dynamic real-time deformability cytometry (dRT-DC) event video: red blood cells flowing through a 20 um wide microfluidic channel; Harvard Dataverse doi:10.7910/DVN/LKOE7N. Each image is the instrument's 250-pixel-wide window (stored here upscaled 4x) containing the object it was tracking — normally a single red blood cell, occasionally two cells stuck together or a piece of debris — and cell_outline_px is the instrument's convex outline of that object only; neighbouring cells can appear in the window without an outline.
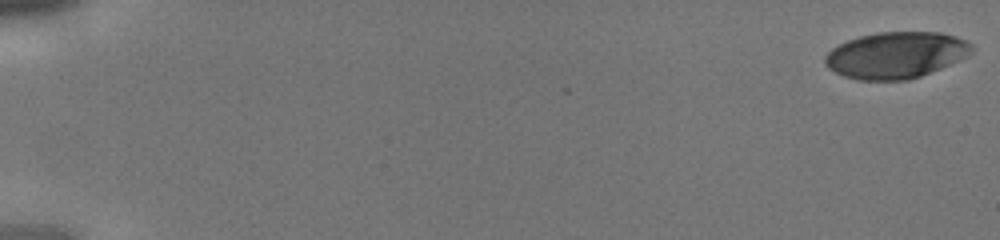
{"species": "human", "species_latin": "Homo sapiens", "temperature_condition": "cold", "stored_images_in_passage": 43, "camera_frame_rate_fps": 3000, "um_per_image_px": 0.085, "donor": {"sex": "male"}, "frame": {"image": 1, "passage_image": 1, "time_ms": 0.0, "image_size_px": [1000, 240], "cell_outline_px": [[972, 52], [940, 68], [920, 76], [908, 80], [860, 80], [844, 76], [828, 68], [824, 64], [824, 56], [832, 48], [848, 40], [860, 36], [880, 32], [940, 32], [956, 36], [972, 44]], "centroid_in_image_um": [76.11, 4.68], "position_along_channel_um": 8.9, "area_um2": 39.3}}
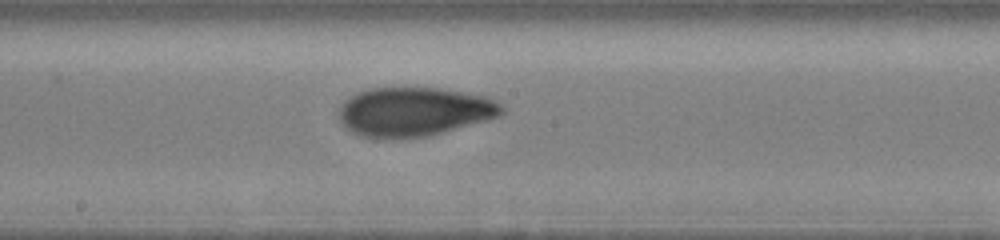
{"frame": {"image": 2, "passage_image": 25, "time_ms": 8.0, "image_size_px": [1000, 240], "cell_outline_px": [[504, 112], [500, 116], [488, 120], [428, 136], [360, 136], [352, 132], [340, 120], [340, 108], [344, 100], [360, 92], [372, 88], [440, 88], [488, 96], [500, 104], [504, 108]], "centroid_in_image_um": [35.27, 9.46], "position_along_channel_um": 212.9, "area_um2": 45.72}}
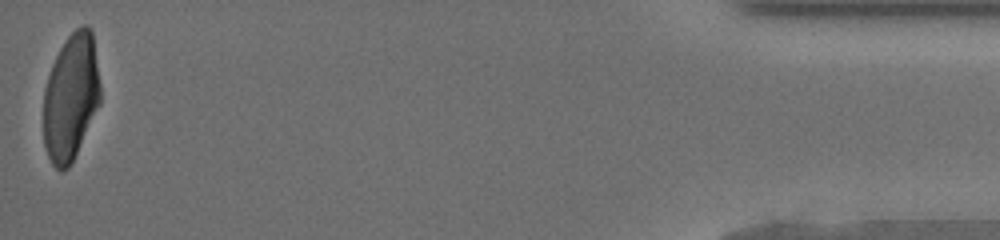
{"frame": {"image": 3, "passage_image": 43, "time_ms": 14.0, "image_size_px": [1000, 240], "cell_outline_px": [[100, 104], [68, 168], [60, 172], [52, 164], [48, 156], [44, 144], [44, 88], [52, 64], [60, 48], [68, 36], [76, 28], [84, 24], [88, 24], [92, 28], [100, 84]], "centroid_in_image_um": [6.03, 8.22], "position_along_channel_um": 429.2, "area_um2": 41.85}}